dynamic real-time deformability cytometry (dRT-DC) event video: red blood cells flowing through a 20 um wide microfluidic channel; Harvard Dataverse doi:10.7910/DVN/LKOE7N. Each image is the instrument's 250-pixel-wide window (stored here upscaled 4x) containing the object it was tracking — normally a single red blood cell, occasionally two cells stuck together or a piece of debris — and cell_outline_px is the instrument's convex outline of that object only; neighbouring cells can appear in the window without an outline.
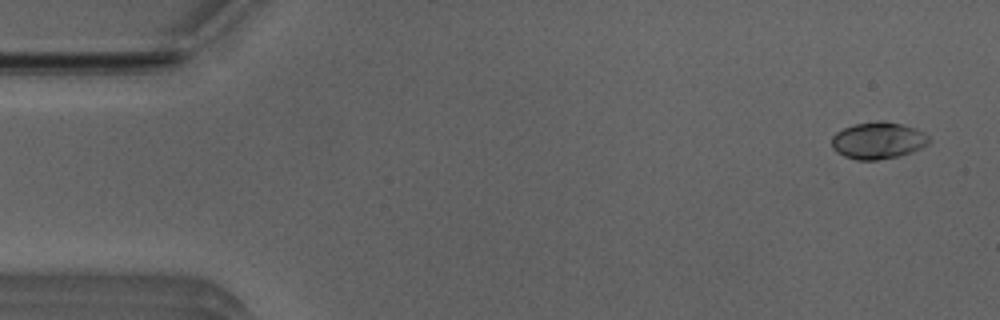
{"species": "Egyptian fruit bat (a non-hibernating species)", "species_latin": "Rousettus aegyptiacus", "temperature_condition": "room temperature", "stored_images_in_passage": 52, "camera_frame_rate_fps": 3000, "um_per_image_px": 0.085, "animal": {"sex": "male"}, "frame": {"image": 1, "passage_image": 3, "time_ms": 0.667, "image_size_px": [1000, 320], "cell_outline_px": [[932, 140], [928, 144], [912, 152], [900, 156], [876, 160], [856, 160], [844, 156], [836, 152], [832, 148], [832, 136], [836, 132], [844, 128], [856, 124], [876, 120], [884, 120], [904, 124], [916, 128], [924, 132]], "centroid_in_image_um": [74.66, 11.93], "position_along_channel_um": 10.3, "area_um2": 21.21}}
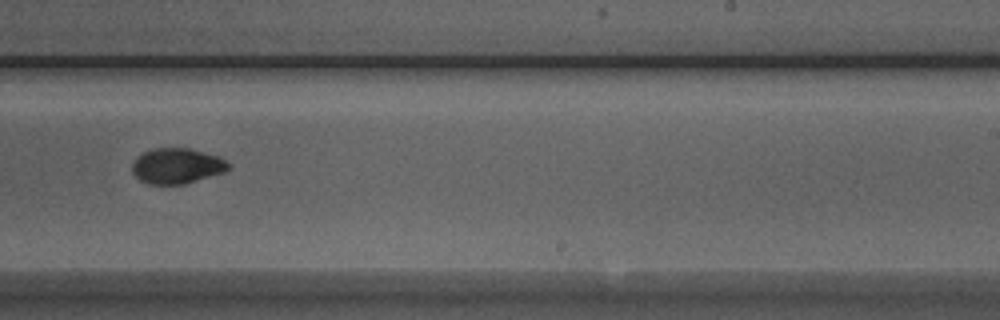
{"frame": {"image": 2, "passage_image": 32, "time_ms": 10.333, "image_size_px": [1000, 320], "cell_outline_px": [[228, 168], [224, 172], [184, 184], [148, 184], [140, 180], [132, 172], [132, 164], [136, 156], [144, 152], [156, 148], [188, 148], [220, 156], [228, 164]], "centroid_in_image_um": [15.0, 14.1], "position_along_channel_um": 274.0, "area_um2": 19.77}}
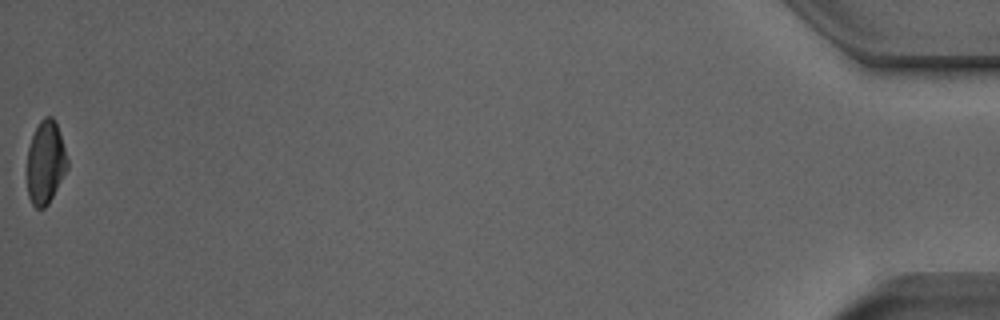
{"frame": {"image": 3, "passage_image": 52, "time_ms": 17.0, "image_size_px": [1000, 320], "cell_outline_px": [[68, 168], [48, 204], [44, 208], [36, 208], [32, 204], [28, 196], [28, 148], [32, 136], [40, 120], [44, 116], [52, 116], [56, 124], [68, 160]], "centroid_in_image_um": [3.87, 13.82], "position_along_channel_um": 431.3, "area_um2": 19.19}, "authors_computed_cell_mechanics": {"area_um2": 20.1722, "velocity_mm_per_s": 3.9674, "shape_relaxation_time_tau1_ms": 4.7843, "shape_relaxation_time_tau2_ms": 2.2031, "deformation_change_tau1": 0.155, "deformation_change_tau2": 0.0427}}